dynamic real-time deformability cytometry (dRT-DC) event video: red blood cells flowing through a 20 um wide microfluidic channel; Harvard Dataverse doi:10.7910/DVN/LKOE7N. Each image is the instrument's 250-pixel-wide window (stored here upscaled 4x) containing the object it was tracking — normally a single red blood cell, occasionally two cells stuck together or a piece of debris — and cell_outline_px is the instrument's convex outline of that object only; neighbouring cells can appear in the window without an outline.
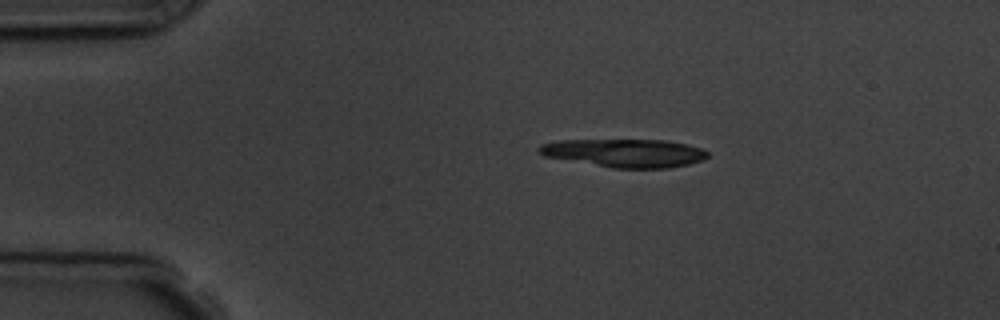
{"species": "common noctule bat (a hibernating species)", "species_latin": "Nyctalus noctula", "temperature_condition": "room temperature", "stored_images_in_passage": 3, "camera_frame_rate_fps": 3000, "um_per_image_px": 0.085, "animal": {"sex": "male", "body_mass_g": 19.5, "forearm_length_mm": 54.6}, "frame": {"image": 1, "passage_image": 1, "time_ms": 0.0, "image_size_px": [1000, 320], "cell_outline_px": [[708, 156], [704, 160], [688, 164], [668, 168], [612, 168], [544, 156], [536, 148], [540, 144], [556, 140], [664, 140], [688, 144], [704, 148], [708, 152]], "centroid_in_image_um": [53.12, 13.0], "position_along_channel_um": 31.9, "area_um2": 27.92}}